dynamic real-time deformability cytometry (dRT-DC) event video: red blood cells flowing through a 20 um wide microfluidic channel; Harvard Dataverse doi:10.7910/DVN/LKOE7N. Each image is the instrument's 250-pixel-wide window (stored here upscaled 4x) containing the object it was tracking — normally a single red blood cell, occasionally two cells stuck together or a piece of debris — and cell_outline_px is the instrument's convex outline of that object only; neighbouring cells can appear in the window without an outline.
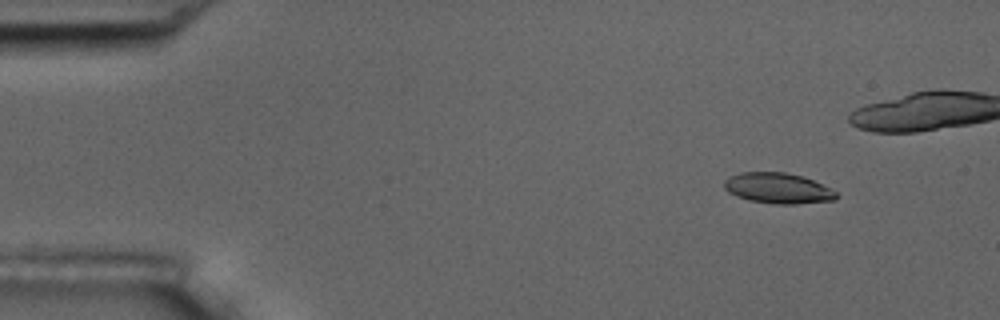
{"species": "common noctule bat (a hibernating species)", "species_latin": "Nyctalus noctula", "temperature_condition": "room temperature", "stored_images_in_passage": 5, "camera_frame_rate_fps": 3000, "um_per_image_px": 0.085, "animal": {"sex": "male", "body_mass_g": 17.5, "forearm_length_mm": 52.3}, "frame": {"image": 1, "passage_image": 1, "time_ms": 0.0, "image_size_px": [1000, 320], "cell_outline_px": [[840, 196], [836, 200], [796, 204], [776, 204], [752, 200], [736, 196], [728, 192], [724, 188], [724, 180], [728, 176], [740, 172], [784, 172], [804, 176], [836, 192]], "centroid_in_image_um": [66.11, 15.99], "position_along_channel_um": 18.9, "area_um2": 20.0}}